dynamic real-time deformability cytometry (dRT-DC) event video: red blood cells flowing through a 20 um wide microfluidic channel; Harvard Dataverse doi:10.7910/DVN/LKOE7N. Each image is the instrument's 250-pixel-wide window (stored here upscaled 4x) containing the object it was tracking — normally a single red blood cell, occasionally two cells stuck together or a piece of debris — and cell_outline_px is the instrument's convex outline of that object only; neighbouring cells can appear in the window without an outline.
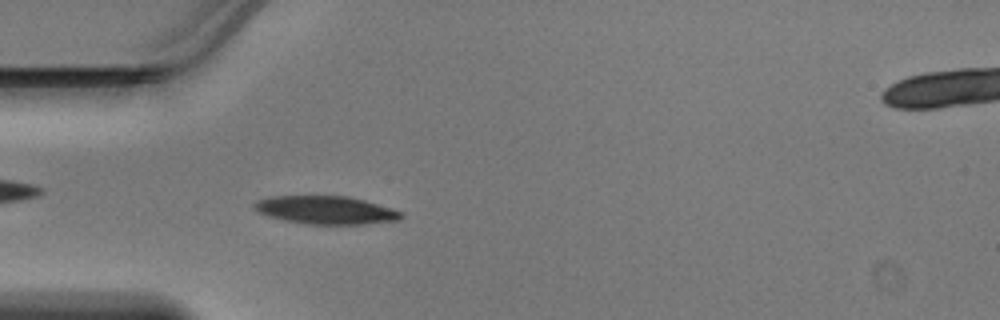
{"species": "Egyptian fruit bat (a non-hibernating species)", "species_latin": "Rousettus aegyptiacus", "temperature_condition": "warm", "stored_images_in_passage": 46, "camera_frame_rate_fps": 3000, "um_per_image_px": 0.085, "animal": {"sex": "male"}, "frame": {"image": 1, "passage_image": 13, "time_ms": 4.0, "image_size_px": [1000, 320], "cell_outline_px": [[404, 216], [400, 220], [364, 224], [304, 224], [284, 220], [268, 216], [260, 212], [252, 204], [256, 200], [272, 196], [348, 196], [364, 200], [404, 212]], "centroid_in_image_um": [27.72, 17.86], "position_along_channel_um": 57.3, "area_um2": 24.04}}
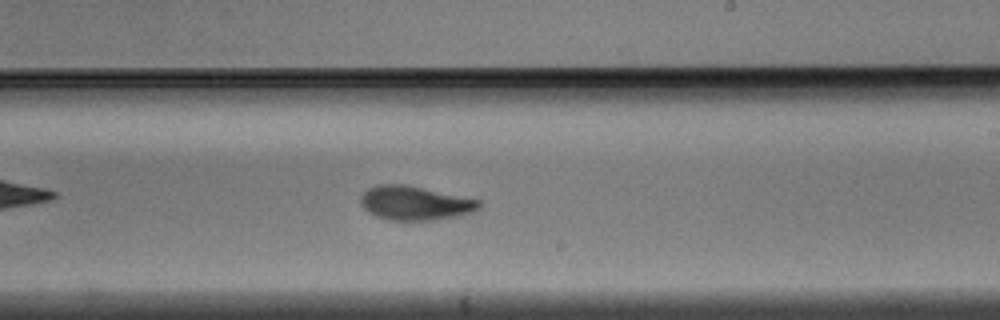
{"frame": {"image": 2, "passage_image": 27, "time_ms": 8.667, "image_size_px": [1000, 320], "cell_outline_px": [[480, 208], [472, 212], [460, 216], [436, 220], [388, 220], [376, 216], [368, 212], [360, 204], [360, 196], [368, 188], [376, 184], [404, 184], [480, 200]], "centroid_in_image_um": [35.25, 17.27], "position_along_channel_um": 253.8, "area_um2": 23.58}}
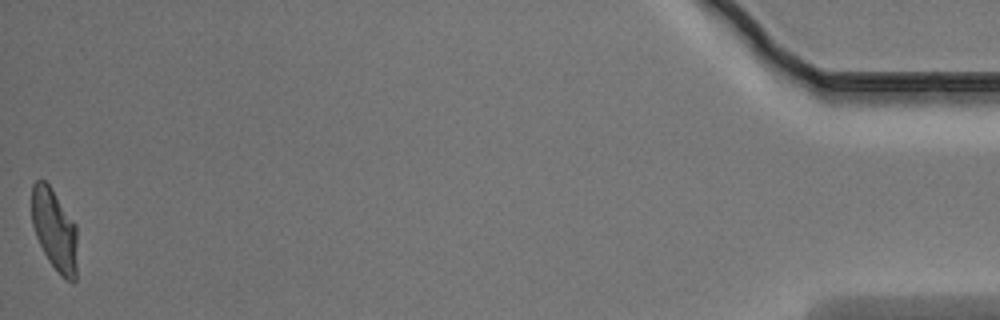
{"frame": {"image": 3, "passage_image": 46, "time_ms": 15.0, "image_size_px": [1000, 320], "cell_outline_px": [[76, 280], [72, 284], [60, 276], [48, 260], [36, 236], [32, 224], [32, 184], [36, 180], [44, 180], [52, 188], [76, 224]], "centroid_in_image_um": [4.64, 19.56], "position_along_channel_um": 430.6, "area_um2": 21.79}}